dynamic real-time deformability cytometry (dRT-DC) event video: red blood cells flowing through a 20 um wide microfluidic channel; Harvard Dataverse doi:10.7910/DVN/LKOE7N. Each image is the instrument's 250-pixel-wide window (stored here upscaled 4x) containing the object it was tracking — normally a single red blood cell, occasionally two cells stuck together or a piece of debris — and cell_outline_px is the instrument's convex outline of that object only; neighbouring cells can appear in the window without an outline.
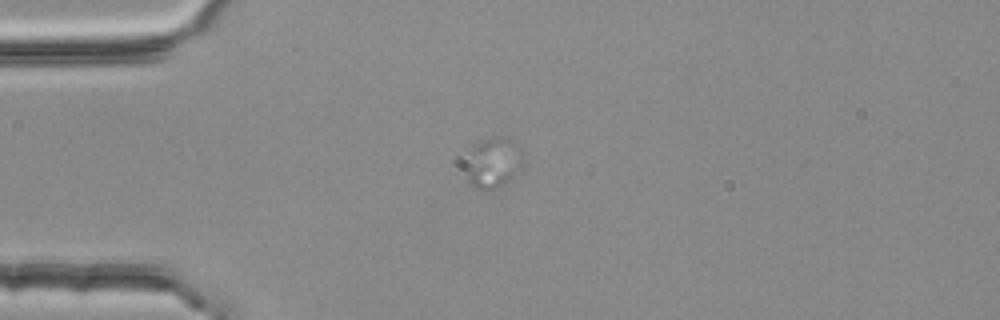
{"species": "common noctule bat (a hibernating species)", "species_latin": "Nyctalus noctula", "temperature_condition": "room temperature", "stored_images_in_passage": 2, "camera_frame_rate_fps": 3000, "um_per_image_px": 0.085, "animal": {"sex": "female", "body_mass_g": 25.1}, "frame": {"image": 1, "passage_image": 2, "time_ms": 0.333, "image_size_px": [1000, 320], "cell_outline_px": [[524, 160], [512, 176], [504, 184], [484, 192], [476, 188], [468, 180], [468, 176], [476, 144], [480, 140], [492, 136], [508, 136], [516, 140], [520, 144], [524, 152]], "centroid_in_image_um": [42.06, 13.77], "position_along_channel_um": 42.9, "area_um2": 16.36}}